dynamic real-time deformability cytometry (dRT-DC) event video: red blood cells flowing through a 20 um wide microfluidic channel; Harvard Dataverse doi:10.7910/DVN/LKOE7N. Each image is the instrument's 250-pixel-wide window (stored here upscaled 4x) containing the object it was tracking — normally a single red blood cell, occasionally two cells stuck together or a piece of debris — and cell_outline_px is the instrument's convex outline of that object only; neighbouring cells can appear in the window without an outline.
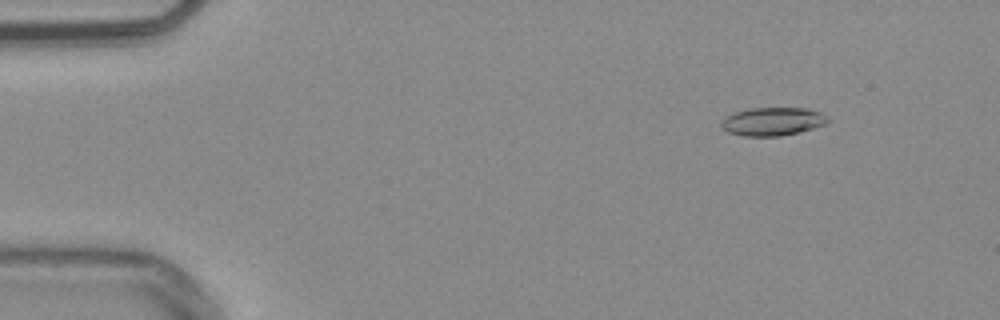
{"species": "common noctule bat (a hibernating species)", "species_latin": "Nyctalus noctula", "temperature_condition": "warm", "stored_images_in_passage": 50, "camera_frame_rate_fps": 3000, "um_per_image_px": 0.085, "animal": {"sex": "male", "body_mass_g": 20.4}, "frame": {"image": 1, "passage_image": 3, "time_ms": 0.667, "image_size_px": [1000, 320], "cell_outline_px": [[828, 120], [824, 124], [800, 132], [780, 136], [744, 136], [728, 132], [720, 128], [720, 120], [736, 112], [752, 108], [808, 108], [820, 112], [828, 116]], "centroid_in_image_um": [65.65, 10.33], "position_along_channel_um": 19.3, "area_um2": 17.51}}
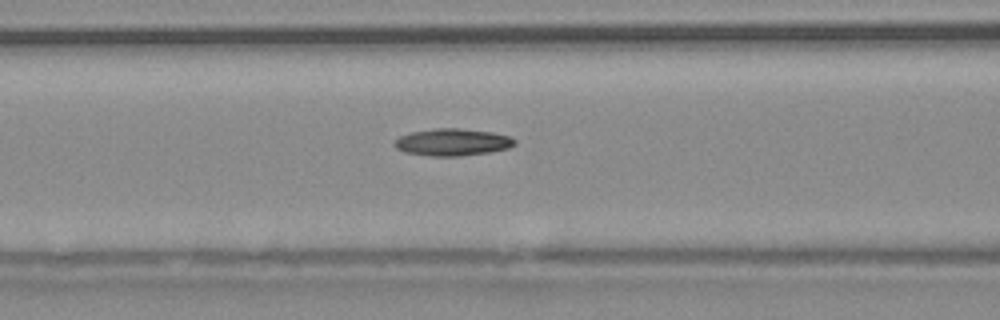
{"frame": {"image": 2, "passage_image": 19, "time_ms": 6.0, "image_size_px": [1000, 320], "cell_outline_px": [[516, 144], [508, 148], [488, 152], [456, 156], [432, 156], [404, 152], [396, 148], [392, 144], [400, 136], [412, 132], [436, 128], [460, 128], [492, 132], [512, 136], [516, 140]], "centroid_in_image_um": [38.47, 12.08], "position_along_channel_um": 128.1, "area_um2": 18.96}}
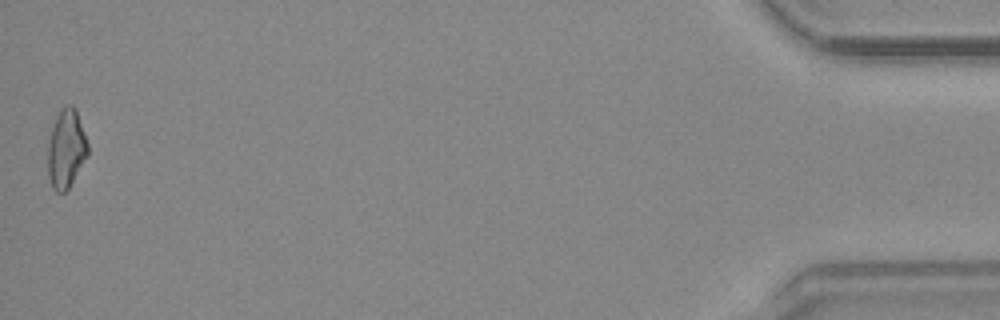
{"frame": {"image": 3, "passage_image": 50, "time_ms": 16.333, "image_size_px": [1000, 320], "cell_outline_px": [[88, 156], [68, 188], [64, 192], [56, 192], [52, 188], [48, 176], [48, 140], [56, 116], [60, 108], [64, 104], [72, 104], [76, 108], [88, 144]], "centroid_in_image_um": [5.62, 12.61], "position_along_channel_um": 429.6, "area_um2": 18.5}, "authors_computed_cell_mechanics": {"area_um2": 17.7446, "velocity_mm_per_s": 3.8203, "shape_relaxation_time_tau1_ms": 9.9418, "shape_relaxation_time_tau2_ms": null, "deformation_change_tau1": 0.2094, "deformation_change_tau2": null}}